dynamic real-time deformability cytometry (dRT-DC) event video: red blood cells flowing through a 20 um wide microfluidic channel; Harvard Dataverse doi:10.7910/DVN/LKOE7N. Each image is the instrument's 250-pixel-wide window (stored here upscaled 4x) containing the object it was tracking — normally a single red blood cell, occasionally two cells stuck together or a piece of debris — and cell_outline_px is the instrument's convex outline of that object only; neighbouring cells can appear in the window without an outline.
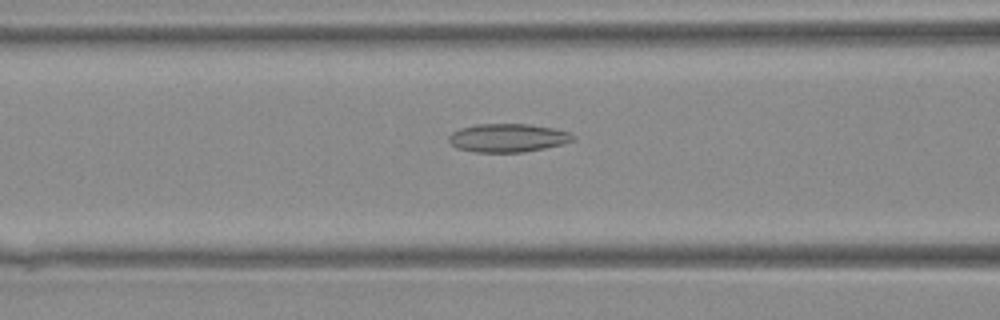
{"species": "Egyptian fruit bat (a non-hibernating species)", "species_latin": "Rousettus aegyptiacus", "temperature_condition": "warm", "stored_images_in_passage": 42, "camera_frame_rate_fps": 3000, "um_per_image_px": 0.085, "animal": {"sex": "female"}, "frame": {"image": 1, "passage_image": 18, "time_ms": 5.667, "image_size_px": [1000, 320], "cell_outline_px": [[576, 140], [544, 148], [520, 152], [476, 152], [456, 148], [448, 140], [448, 136], [452, 132], [460, 128], [476, 124], [528, 124], [552, 128], [568, 132], [576, 136]], "centroid_in_image_um": [43.14, 11.71], "position_along_channel_um": 123.5, "area_um2": 20.46}}
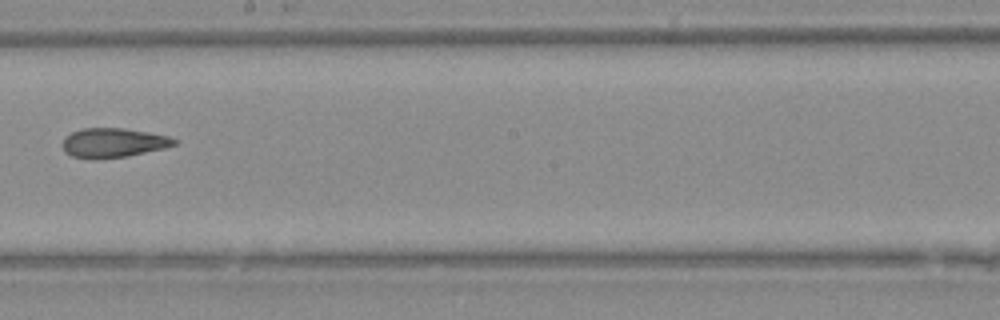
{"frame": {"image": 2, "passage_image": 25, "time_ms": 8.0, "image_size_px": [1000, 320], "cell_outline_px": [[176, 144], [164, 148], [128, 156], [72, 156], [64, 152], [64, 140], [72, 132], [84, 128], [124, 128], [148, 132], [168, 136], [176, 140]], "centroid_in_image_um": [9.69, 12.09], "position_along_channel_um": 238.5, "area_um2": 18.21}}
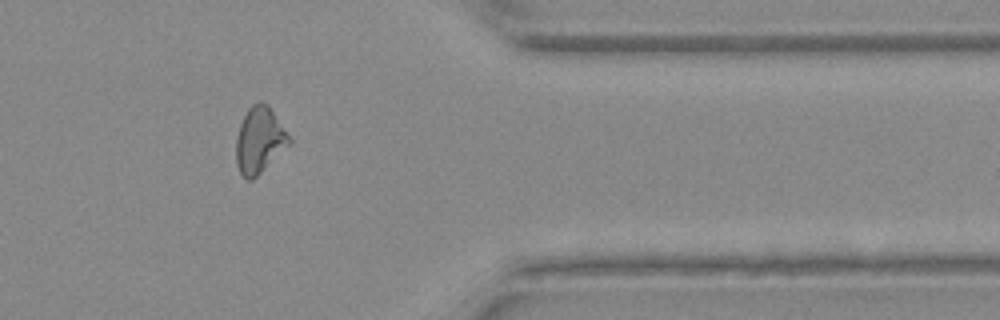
{"frame": {"image": 3, "passage_image": 35, "time_ms": 11.333, "image_size_px": [1000, 320], "cell_outline_px": [[292, 140], [252, 180], [248, 180], [240, 172], [236, 164], [236, 136], [240, 124], [248, 108], [252, 104], [260, 100], [268, 104]], "centroid_in_image_um": [22.02, 11.87], "position_along_channel_um": 389.4, "area_um2": 20.0}}